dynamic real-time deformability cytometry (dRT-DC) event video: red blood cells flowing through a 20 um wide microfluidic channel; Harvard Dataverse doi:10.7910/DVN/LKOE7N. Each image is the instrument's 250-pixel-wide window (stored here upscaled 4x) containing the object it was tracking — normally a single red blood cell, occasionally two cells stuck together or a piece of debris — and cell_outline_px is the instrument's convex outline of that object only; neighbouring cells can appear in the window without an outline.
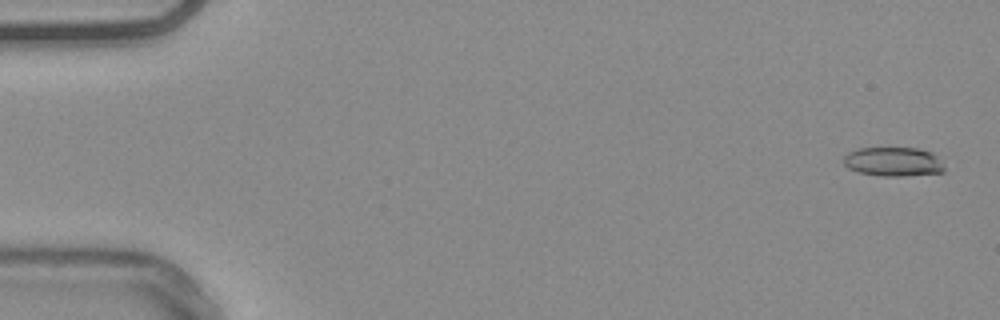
{"species": "common noctule bat (a hibernating species)", "species_latin": "Nyctalus noctula", "temperature_condition": "warm", "stored_images_in_passage": 55, "camera_frame_rate_fps": 3000, "um_per_image_px": 0.085, "animal": {"sex": "male", "body_mass_g": 20.4}, "frame": {"image": 1, "passage_image": 2, "time_ms": 0.333, "image_size_px": [1000, 320], "cell_outline_px": [[944, 172], [900, 176], [884, 176], [856, 172], [848, 168], [844, 164], [844, 156], [848, 152], [860, 148], [916, 148], [932, 152], [936, 156], [944, 168]], "centroid_in_image_um": [75.9, 13.74], "position_along_channel_um": 9.1, "area_um2": 16.99}}
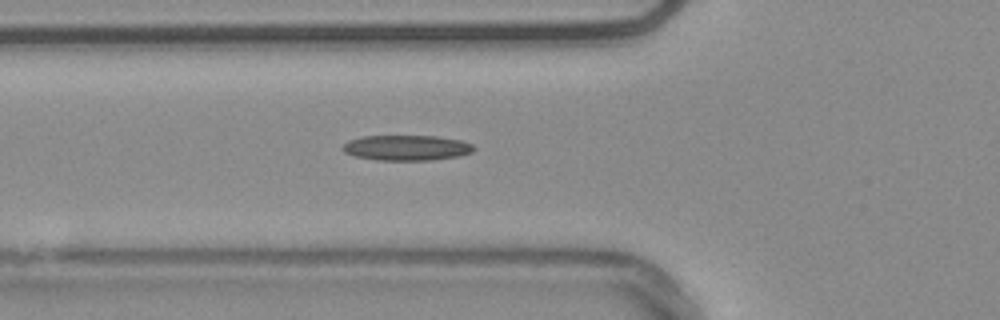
{"frame": {"image": 2, "passage_image": 20, "time_ms": 6.333, "image_size_px": [1000, 320], "cell_outline_px": [[476, 148], [472, 152], [460, 156], [432, 160], [376, 160], [352, 156], [344, 152], [340, 148], [348, 140], [360, 136], [436, 136], [460, 140], [472, 144]], "centroid_in_image_um": [34.53, 12.56], "position_along_channel_um": 91.3, "area_um2": 19.59}}
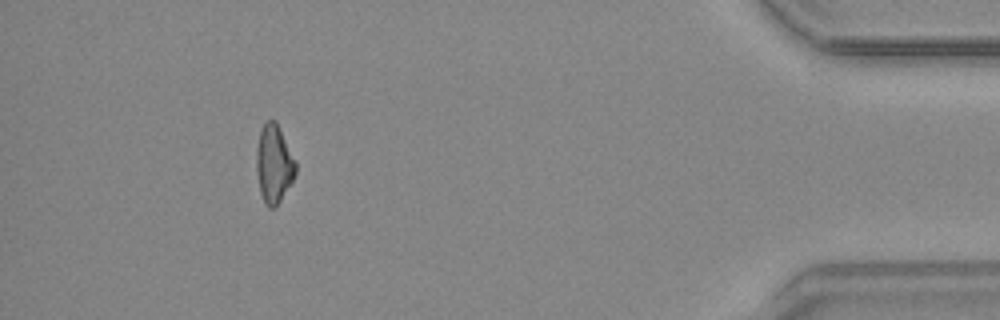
{"frame": {"image": 3, "passage_image": 50, "time_ms": 16.333, "image_size_px": [1000, 320], "cell_outline_px": [[296, 172], [292, 180], [276, 208], [268, 208], [264, 204], [260, 192], [256, 172], [256, 148], [260, 132], [264, 120], [276, 120], [296, 160]], "centroid_in_image_um": [23.27, 13.92], "position_along_channel_um": 411.9, "area_um2": 18.15}}